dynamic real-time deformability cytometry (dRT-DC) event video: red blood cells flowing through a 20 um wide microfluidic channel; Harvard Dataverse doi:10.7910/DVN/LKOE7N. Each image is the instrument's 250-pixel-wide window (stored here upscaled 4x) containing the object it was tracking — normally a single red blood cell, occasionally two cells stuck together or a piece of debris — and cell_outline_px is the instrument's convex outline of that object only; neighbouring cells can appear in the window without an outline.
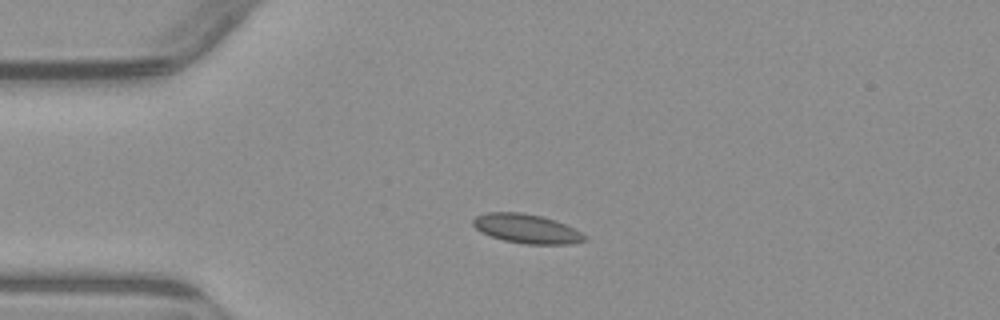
{"species": "common noctule bat (a hibernating species)", "species_latin": "Nyctalus noctula", "temperature_condition": "warm", "stored_images_in_passage": 3, "camera_frame_rate_fps": 3000, "um_per_image_px": 0.085, "animal": {"sex": "male", "body_mass_g": 23.1, "forearm_length_mm": 52.7}, "frame": {"image": 1, "passage_image": 2, "time_ms": 3.667, "image_size_px": [1000, 320], "cell_outline_px": [[588, 240], [572, 244], [524, 244], [504, 240], [480, 232], [472, 224], [472, 220], [476, 216], [488, 212], [520, 212], [540, 216], [556, 220], [588, 236]], "centroid_in_image_um": [44.77, 19.44], "position_along_channel_um": 40.2, "area_um2": 18.96}}